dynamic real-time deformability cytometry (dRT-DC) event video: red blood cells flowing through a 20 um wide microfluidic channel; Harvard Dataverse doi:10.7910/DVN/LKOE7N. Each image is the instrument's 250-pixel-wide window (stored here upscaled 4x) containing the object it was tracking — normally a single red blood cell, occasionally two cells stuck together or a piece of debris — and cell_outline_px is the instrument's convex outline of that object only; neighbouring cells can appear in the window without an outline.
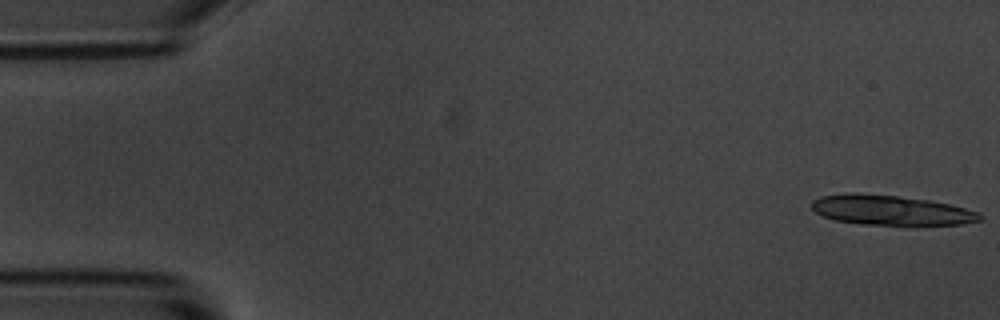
{"species": "common noctule bat (a hibernating species)", "species_latin": "Nyctalus noctula", "temperature_condition": "room temperature", "stored_images_in_passage": 5, "camera_frame_rate_fps": 3000, "um_per_image_px": 0.085, "animal": {"sex": "male", "body_mass_g": 20.1, "forearm_length_mm": 53.5}, "frame": {"image": 1, "passage_image": 1, "time_ms": 0.0, "image_size_px": [1000, 320], "cell_outline_px": [[984, 216], [980, 220], [960, 224], [860, 224], [836, 220], [824, 216], [816, 212], [812, 208], [812, 200], [820, 196], [844, 192], [856, 192], [896, 196], [928, 200], [948, 204], [980, 212]], "centroid_in_image_um": [75.67, 17.84], "position_along_channel_um": 9.3, "area_um2": 29.02}}